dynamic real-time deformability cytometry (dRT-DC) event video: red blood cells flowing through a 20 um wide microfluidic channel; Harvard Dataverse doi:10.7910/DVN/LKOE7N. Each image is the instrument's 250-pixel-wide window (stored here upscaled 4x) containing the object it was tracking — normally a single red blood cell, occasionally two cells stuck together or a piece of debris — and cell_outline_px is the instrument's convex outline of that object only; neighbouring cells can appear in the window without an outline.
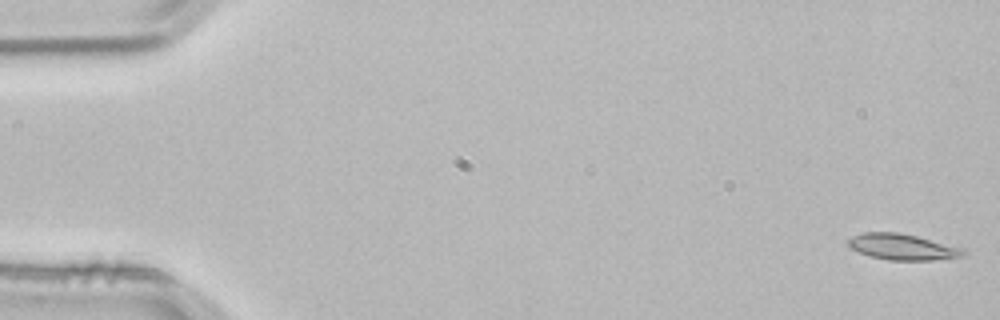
{"species": "common noctule bat (a hibernating species)", "species_latin": "Nyctalus noctula", "temperature_condition": "room temperature", "stored_images_in_passage": 3, "camera_frame_rate_fps": 3000, "um_per_image_px": 0.085, "animal": {"sex": "male", "body_mass_g": 21.5, "forearm_length_mm": 52.0}, "frame": {"image": 1, "passage_image": 1, "time_ms": 0.0, "image_size_px": [1000, 320], "cell_outline_px": [[968, 252], [964, 256], [932, 260], [888, 260], [872, 256], [860, 252], [852, 248], [848, 244], [848, 240], [852, 236], [864, 232], [900, 232], [964, 248]], "centroid_in_image_um": [76.75, 20.98], "position_along_channel_um": 8.2, "area_um2": 17.34}}
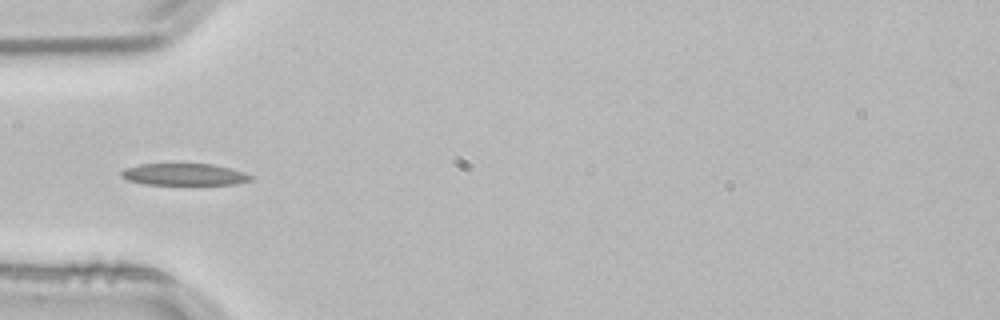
{"frame": {"image": 2, "passage_image": 3, "time_ms": 0.667, "image_size_px": [1000, 320], "cell_outline_px": [[252, 180], [236, 184], [144, 184], [128, 180], [120, 176], [120, 172], [124, 168], [140, 164], [212, 164], [244, 172], [252, 176]], "centroid_in_image_um": [15.62, 14.82], "position_along_channel_um": 69.4, "area_um2": 16.36}}